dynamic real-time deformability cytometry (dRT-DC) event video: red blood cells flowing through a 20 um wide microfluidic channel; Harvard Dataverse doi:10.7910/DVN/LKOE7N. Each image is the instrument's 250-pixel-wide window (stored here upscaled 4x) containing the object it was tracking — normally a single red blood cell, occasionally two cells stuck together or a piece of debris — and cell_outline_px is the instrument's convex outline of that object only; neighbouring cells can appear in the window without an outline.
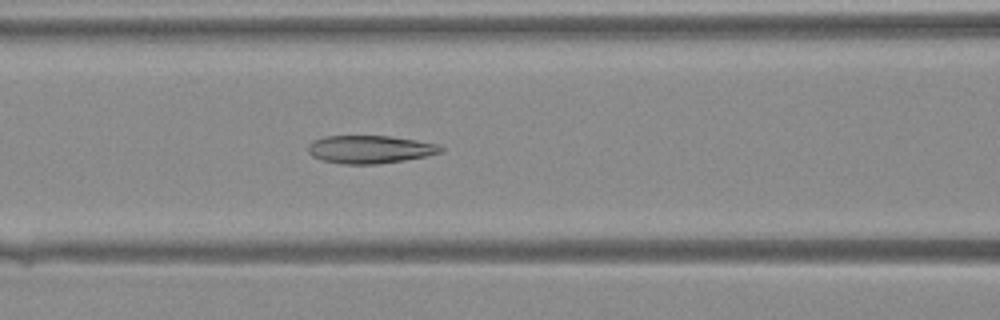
{"species": "Egyptian fruit bat (a non-hibernating species)", "species_latin": "Rousettus aegyptiacus", "temperature_condition": "warm", "stored_images_in_passage": 41, "camera_frame_rate_fps": 3000, "um_per_image_px": 0.085, "animal": {"sex": "female"}, "frame": {"image": 1, "passage_image": 18, "time_ms": 5.667, "image_size_px": [1000, 320], "cell_outline_px": [[444, 152], [404, 160], [376, 164], [344, 164], [320, 160], [312, 156], [308, 152], [308, 144], [312, 140], [324, 136], [388, 136], [416, 140], [436, 144], [444, 148]], "centroid_in_image_um": [31.4, 12.69], "position_along_channel_um": 135.2, "area_um2": 21.62}}
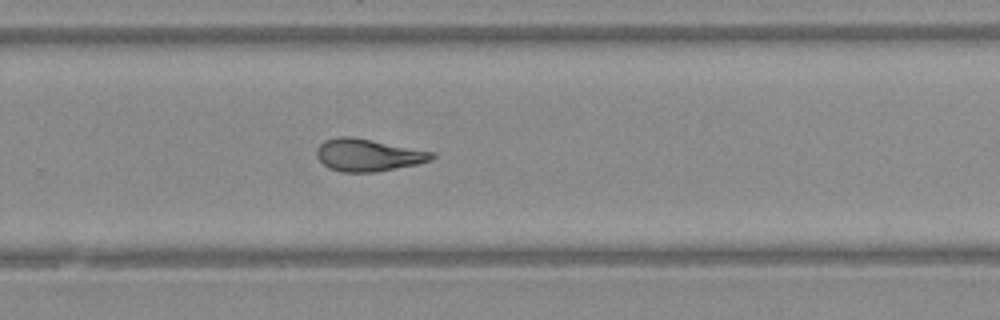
{"frame": {"image": 2, "passage_image": 28, "time_ms": 9.0, "image_size_px": [1000, 320], "cell_outline_px": [[436, 156], [432, 160], [416, 164], [376, 172], [340, 172], [328, 168], [316, 156], [316, 148], [324, 140], [340, 136], [352, 136], [436, 152]], "centroid_in_image_um": [31.29, 13.17], "position_along_channel_um": 298.5, "area_um2": 21.91}}
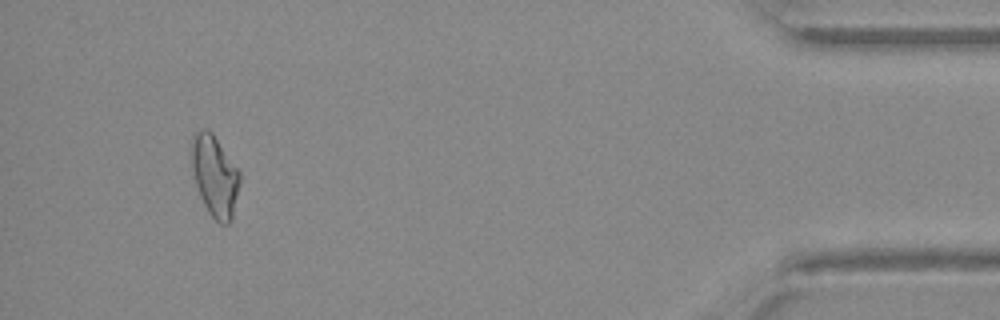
{"frame": {"image": 3, "passage_image": 39, "time_ms": 12.667, "image_size_px": [1000, 320], "cell_outline_px": [[240, 180], [232, 220], [228, 224], [220, 224], [208, 212], [200, 196], [196, 184], [192, 164], [192, 144], [196, 132], [204, 128], [208, 128], [212, 132], [240, 172]], "centroid_in_image_um": [18.27, 14.97], "position_along_channel_um": 416.9, "area_um2": 22.43}}